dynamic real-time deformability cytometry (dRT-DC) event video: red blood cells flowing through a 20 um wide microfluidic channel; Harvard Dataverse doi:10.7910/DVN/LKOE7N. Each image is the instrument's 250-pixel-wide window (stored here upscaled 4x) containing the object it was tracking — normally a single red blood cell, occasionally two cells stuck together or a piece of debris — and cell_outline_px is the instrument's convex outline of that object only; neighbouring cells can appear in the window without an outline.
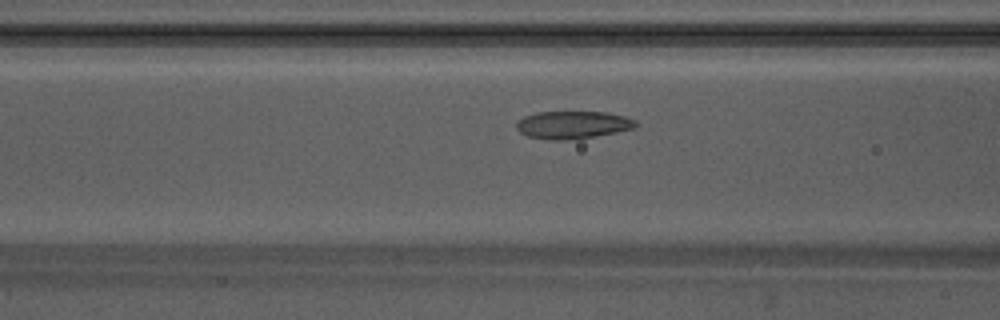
{"species": "Egyptian fruit bat (a non-hibernating species)", "species_latin": "Rousettus aegyptiacus", "temperature_condition": "warm", "stored_images_in_passage": 49, "camera_frame_rate_fps": 3000, "um_per_image_px": 0.085, "animal": {"sex": "male"}, "frame": {"image": 1, "passage_image": 16, "time_ms": 5.0, "image_size_px": [1000, 320], "cell_outline_px": [[636, 128], [616, 132], [592, 136], [564, 140], [548, 140], [528, 136], [520, 132], [516, 128], [516, 124], [524, 116], [536, 112], [608, 112], [624, 116], [636, 120]], "centroid_in_image_um": [48.68, 10.6], "position_along_channel_um": 117.9, "area_um2": 19.07}}
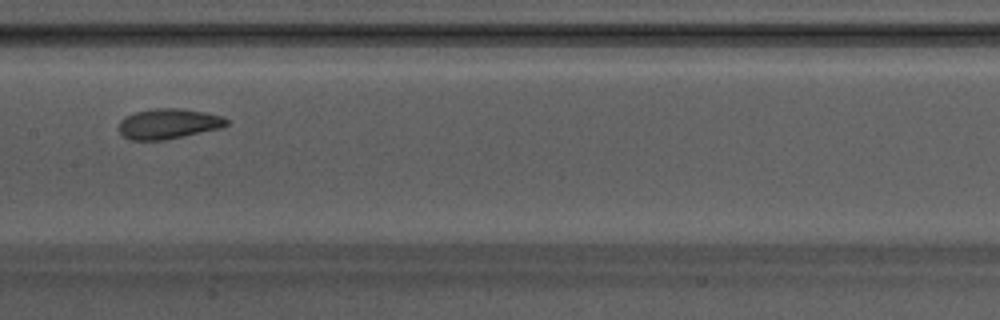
{"frame": {"image": 2, "passage_image": 22, "time_ms": 7.0, "image_size_px": [1000, 320], "cell_outline_px": [[228, 124], [220, 128], [164, 140], [132, 140], [124, 136], [120, 132], [120, 120], [124, 116], [136, 112], [156, 108], [180, 108], [204, 112], [220, 116], [228, 120]], "centroid_in_image_um": [14.3, 10.51], "position_along_channel_um": 193.1, "area_um2": 18.73}}
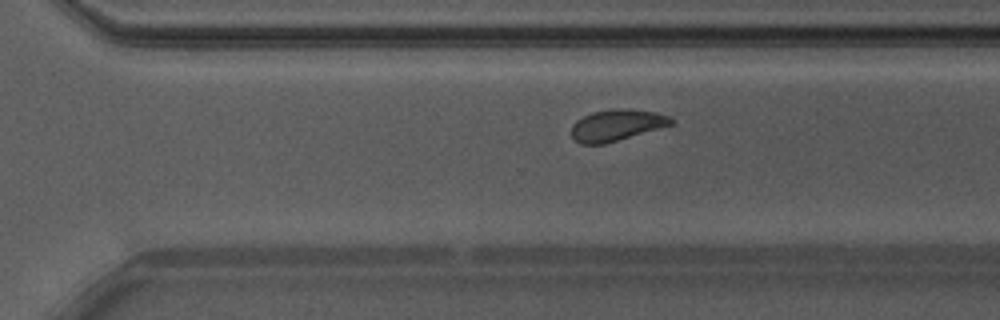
{"frame": {"image": 3, "passage_image": 32, "time_ms": 10.333, "image_size_px": [1000, 320], "cell_outline_px": [[676, 124], [604, 144], [580, 144], [572, 136], [572, 124], [576, 120], [592, 112], [616, 108], [628, 108], [656, 112], [668, 116], [676, 120]], "centroid_in_image_um": [52.47, 10.63], "position_along_channel_um": 318.1, "area_um2": 18.44}, "authors_computed_cell_mechanics": {"area_um2": 19.0162, "velocity_mm_per_s": 3.7648, "shape_relaxation_time_tau1_ms": 3.2278, "shape_relaxation_time_tau2_ms": 1.8838, "deformation_change_tau1": 0.1034, "deformation_change_tau2": 0.0652}}